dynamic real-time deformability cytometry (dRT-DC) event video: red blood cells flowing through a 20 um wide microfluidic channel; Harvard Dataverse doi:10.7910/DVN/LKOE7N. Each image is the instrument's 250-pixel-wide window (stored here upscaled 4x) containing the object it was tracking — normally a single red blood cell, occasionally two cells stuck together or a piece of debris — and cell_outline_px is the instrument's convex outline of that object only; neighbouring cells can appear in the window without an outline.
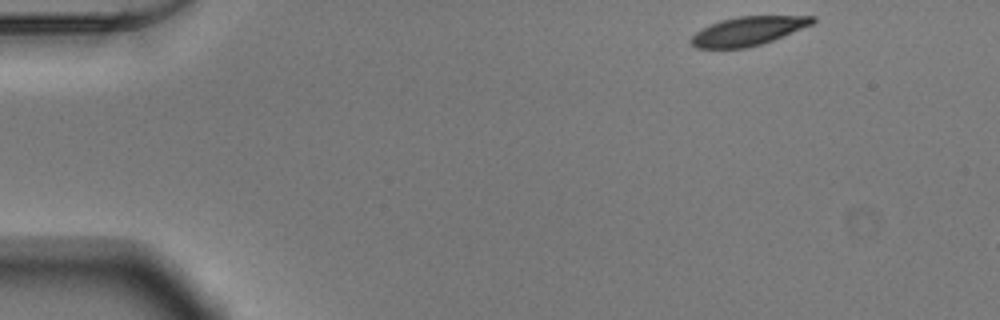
{"species": "Egyptian fruit bat (a non-hibernating species)", "species_latin": "Rousettus aegyptiacus", "temperature_condition": "warm", "stored_images_in_passage": 8, "camera_frame_rate_fps": 3000, "um_per_image_px": 0.085, "animal": {"sex": "male"}, "frame": {"image": 1, "passage_image": 1, "time_ms": 0.0, "image_size_px": [1000, 320], "cell_outline_px": [[816, 20], [812, 24], [772, 40], [760, 44], [744, 48], [696, 48], [688, 40], [696, 32], [720, 20], [740, 16], [816, 16]], "centroid_in_image_um": [63.57, 2.63], "position_along_channel_um": 21.4, "area_um2": 20.06}}